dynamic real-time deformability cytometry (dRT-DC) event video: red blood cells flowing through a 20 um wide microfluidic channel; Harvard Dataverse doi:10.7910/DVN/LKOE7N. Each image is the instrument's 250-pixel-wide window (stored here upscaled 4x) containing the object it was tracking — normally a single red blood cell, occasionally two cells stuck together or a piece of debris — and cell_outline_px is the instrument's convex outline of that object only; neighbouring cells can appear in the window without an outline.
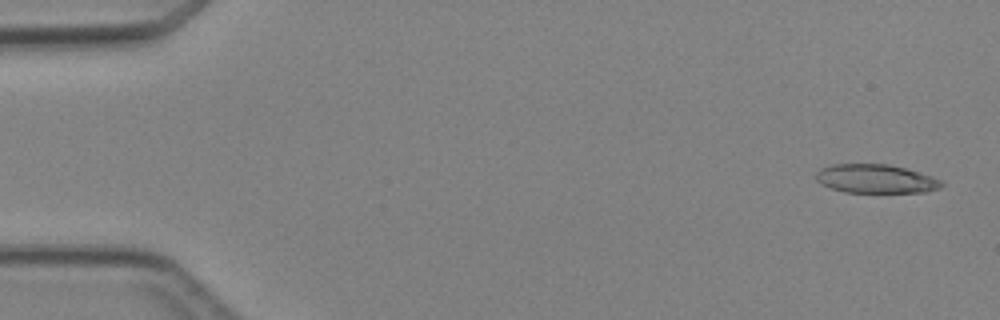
{"species": "Egyptian fruit bat (a non-hibernating species)", "species_latin": "Rousettus aegyptiacus", "temperature_condition": "cold", "stored_images_in_passage": 5, "camera_frame_rate_fps": 3000, "um_per_image_px": 0.085, "animal": {"sex": "female"}, "frame": {"image": 1, "passage_image": 1, "time_ms": 0.0, "image_size_px": [1000, 320], "cell_outline_px": [[944, 184], [940, 188], [924, 192], [844, 192], [820, 184], [816, 180], [816, 172], [820, 168], [832, 164], [888, 164], [920, 172], [932, 176], [940, 180]], "centroid_in_image_um": [74.42, 15.19], "position_along_channel_um": 10.6, "area_um2": 21.04}}